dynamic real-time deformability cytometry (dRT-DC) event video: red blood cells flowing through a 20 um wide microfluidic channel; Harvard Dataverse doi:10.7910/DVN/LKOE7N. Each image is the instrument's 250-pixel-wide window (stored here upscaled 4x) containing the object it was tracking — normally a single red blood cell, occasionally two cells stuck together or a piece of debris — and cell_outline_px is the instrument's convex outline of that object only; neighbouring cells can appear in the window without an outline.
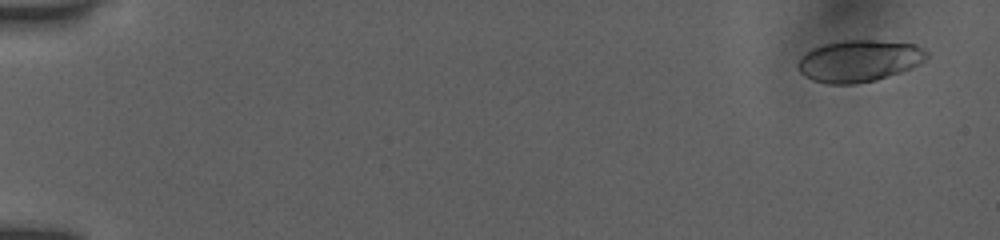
{"species": "human", "species_latin": "Homo sapiens", "temperature_condition": "room temperature", "stored_images_in_passage": 8, "camera_frame_rate_fps": 3000, "um_per_image_px": 0.085, "donor": {"sex": "female"}, "frame": {"image": 1, "passage_image": 1, "time_ms": 0.0, "image_size_px": [1000, 240], "cell_outline_px": [[928, 56], [920, 64], [912, 68], [876, 80], [856, 84], [828, 84], [812, 80], [804, 76], [800, 72], [796, 64], [800, 56], [812, 48], [824, 44], [840, 40], [880, 40], [916, 44], [928, 52]], "centroid_in_image_um": [73.01, 5.17], "position_along_channel_um": 12.0, "area_um2": 31.73}}